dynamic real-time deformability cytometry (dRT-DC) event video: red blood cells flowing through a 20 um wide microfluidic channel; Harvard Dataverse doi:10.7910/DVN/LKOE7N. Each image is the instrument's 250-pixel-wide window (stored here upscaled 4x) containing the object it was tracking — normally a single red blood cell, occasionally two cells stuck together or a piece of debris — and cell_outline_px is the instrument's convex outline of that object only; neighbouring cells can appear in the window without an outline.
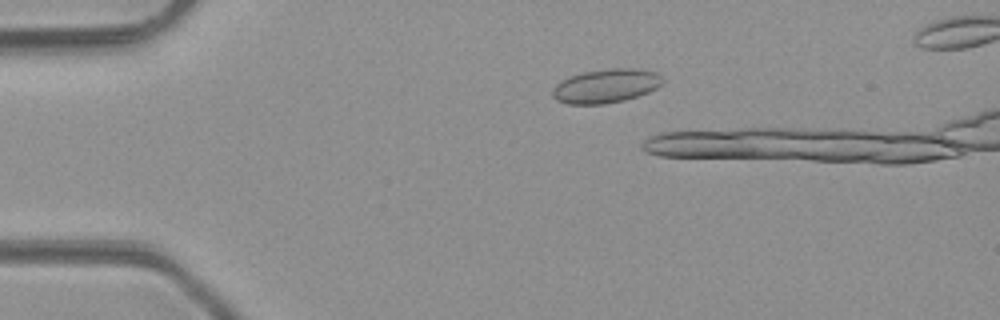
{"species": "common noctule bat (a hibernating species)", "species_latin": "Nyctalus noctula", "temperature_condition": "room temperature", "stored_images_in_passage": 3, "camera_frame_rate_fps": 3000, "um_per_image_px": 0.085, "animal": {"sex": "male", "body_mass_g": 23.1, "forearm_length_mm": 52.7}, "frame": {"image": 1, "passage_image": 2, "time_ms": 1.0, "image_size_px": [1000, 320], "cell_outline_px": [[664, 80], [656, 88], [648, 92], [624, 100], [604, 104], [568, 104], [556, 100], [552, 96], [552, 88], [560, 80], [584, 72], [612, 68], [632, 68], [656, 72]], "centroid_in_image_um": [51.47, 7.31], "position_along_channel_um": 33.5, "area_um2": 21.62}}